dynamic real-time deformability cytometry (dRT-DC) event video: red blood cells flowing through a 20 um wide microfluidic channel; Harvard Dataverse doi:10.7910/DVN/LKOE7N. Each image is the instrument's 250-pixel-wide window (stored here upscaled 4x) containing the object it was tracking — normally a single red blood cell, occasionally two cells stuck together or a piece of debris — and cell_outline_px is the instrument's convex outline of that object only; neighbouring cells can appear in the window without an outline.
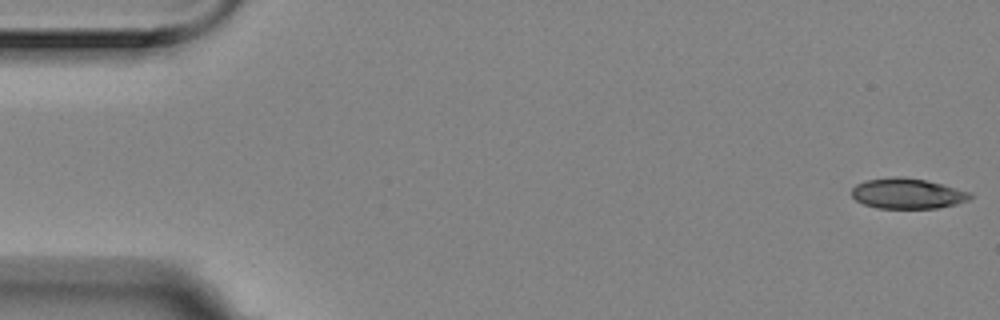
{"species": "Egyptian fruit bat (a non-hibernating species)", "species_latin": "Rousettus aegyptiacus", "temperature_condition": "room temperature", "stored_images_in_passage": 4, "segment_of_instrument_passage": [2, 2], "camera_frame_rate_fps": 3000, "um_per_image_px": 0.085, "animal": {"sex": "female"}, "frame": {"image": 1, "passage_image": 4, "time_ms": 1.0, "image_size_px": [1000, 320], "cell_outline_px": [[972, 196], [968, 200], [956, 204], [936, 208], [876, 208], [864, 204], [856, 200], [852, 196], [852, 188], [856, 184], [864, 180], [896, 176], [900, 176], [924, 180], [972, 192]], "centroid_in_image_um": [77.11, 16.45], "position_along_channel_um": 7.9, "area_um2": 20.92}}